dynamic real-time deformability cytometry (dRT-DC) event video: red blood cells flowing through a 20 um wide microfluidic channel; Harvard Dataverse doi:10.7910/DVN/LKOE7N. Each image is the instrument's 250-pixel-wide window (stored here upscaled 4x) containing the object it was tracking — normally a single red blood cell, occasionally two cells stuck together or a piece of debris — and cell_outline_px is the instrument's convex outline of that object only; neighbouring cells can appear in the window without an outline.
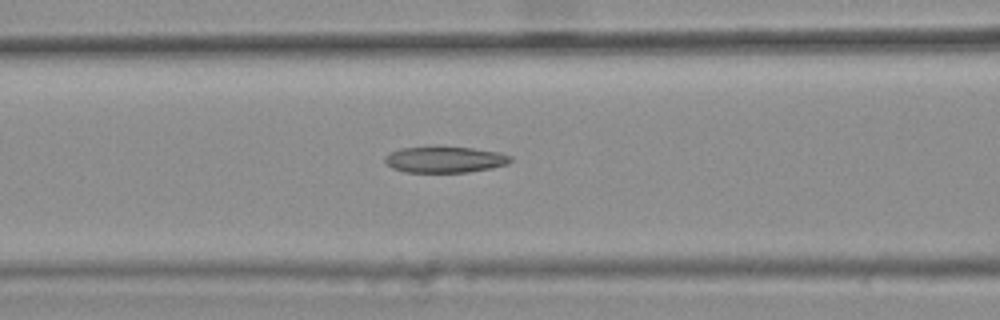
{"species": "common noctule bat (a hibernating species)", "species_latin": "Nyctalus noctula", "temperature_condition": "warm", "stored_images_in_passage": 43, "camera_frame_rate_fps": 3000, "um_per_image_px": 0.085, "animal": {"sex": "female", "body_mass_g": 25.1}, "frame": {"image": 1, "passage_image": 18, "time_ms": 5.667, "image_size_px": [1000, 320], "cell_outline_px": [[512, 160], [508, 164], [492, 168], [468, 172], [404, 172], [392, 168], [384, 160], [384, 156], [388, 152], [400, 148], [472, 148], [500, 152], [512, 156]], "centroid_in_image_um": [37.82, 13.58], "position_along_channel_um": 128.8, "area_um2": 18.96}}
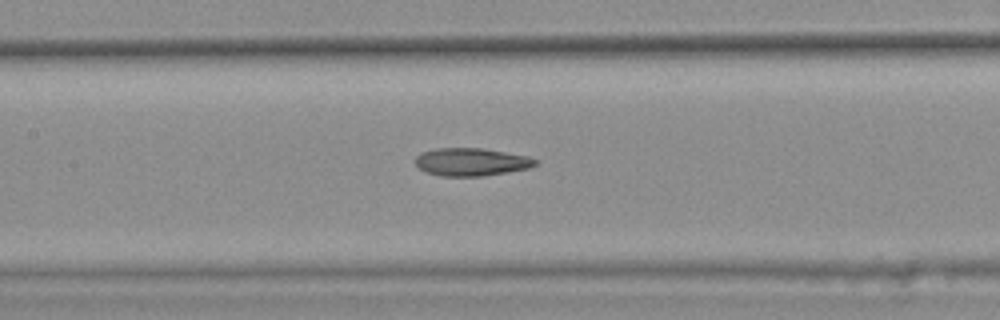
{"frame": {"image": 2, "passage_image": 21, "time_ms": 6.667, "image_size_px": [1000, 320], "cell_outline_px": [[540, 160], [532, 168], [480, 176], [440, 176], [424, 172], [416, 164], [416, 156], [420, 152], [436, 148], [480, 148], [528, 156]], "centroid_in_image_um": [40.06, 13.76], "position_along_channel_um": 167.3, "area_um2": 19.54}}
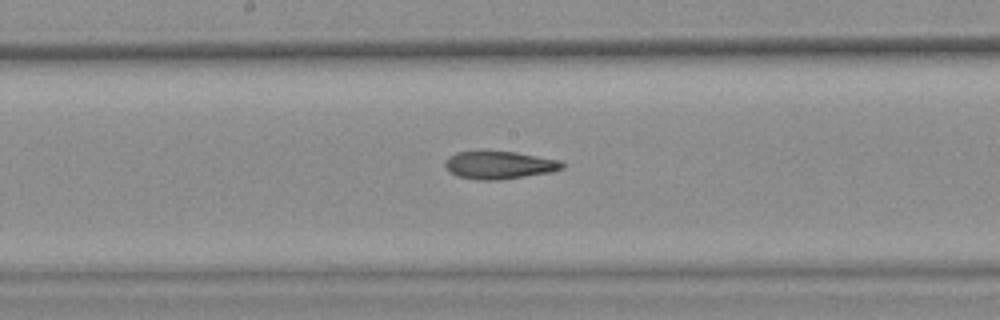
{"frame": {"image": 3, "passage_image": 24, "time_ms": 7.667, "image_size_px": [1000, 320], "cell_outline_px": [[564, 168], [552, 172], [496, 180], [480, 180], [456, 176], [444, 164], [448, 156], [456, 152], [516, 152], [560, 160], [564, 164]], "centroid_in_image_um": [42.46, 14.03], "position_along_channel_um": 205.7, "area_um2": 18.67}, "authors_computed_cell_mechanics": {"area_um2": 19.5364, "velocity_mm_per_s": 3.8592, "shape_relaxation_time_tau1_ms": null, "shape_relaxation_time_tau2_ms": 4.4611, "deformation_change_tau1": null, "deformation_change_tau2": 0.1405}}